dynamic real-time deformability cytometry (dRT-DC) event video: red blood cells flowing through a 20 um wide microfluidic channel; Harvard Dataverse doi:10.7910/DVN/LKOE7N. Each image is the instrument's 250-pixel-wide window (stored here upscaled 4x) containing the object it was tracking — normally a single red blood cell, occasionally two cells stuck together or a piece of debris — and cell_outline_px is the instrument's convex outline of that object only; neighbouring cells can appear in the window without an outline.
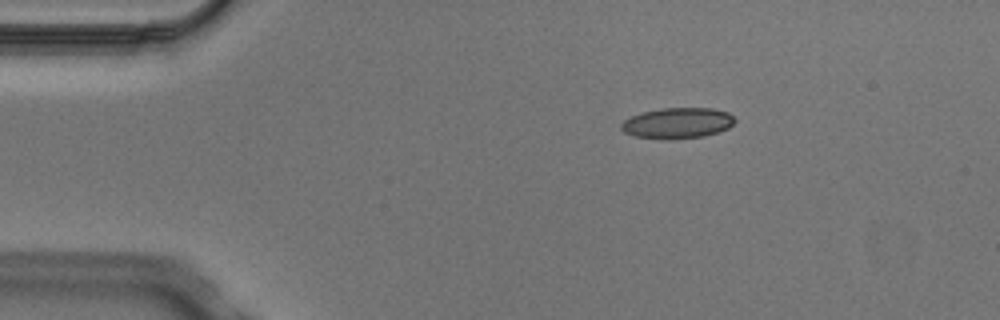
{"species": "Egyptian fruit bat (a non-hibernating species)", "species_latin": "Rousettus aegyptiacus", "temperature_condition": "cold", "stored_images_in_passage": 3, "camera_frame_rate_fps": 3000, "um_per_image_px": 0.085, "animal": {"sex": "male"}, "frame": {"image": 1, "passage_image": 1, "time_ms": 0.0, "image_size_px": [1000, 320], "cell_outline_px": [[736, 120], [728, 128], [704, 136], [668, 140], [664, 140], [632, 136], [624, 132], [620, 128], [620, 124], [624, 120], [632, 116], [644, 112], [660, 108], [712, 108], [728, 112]], "centroid_in_image_um": [57.55, 10.47], "position_along_channel_um": 27.4, "area_um2": 20.46}}
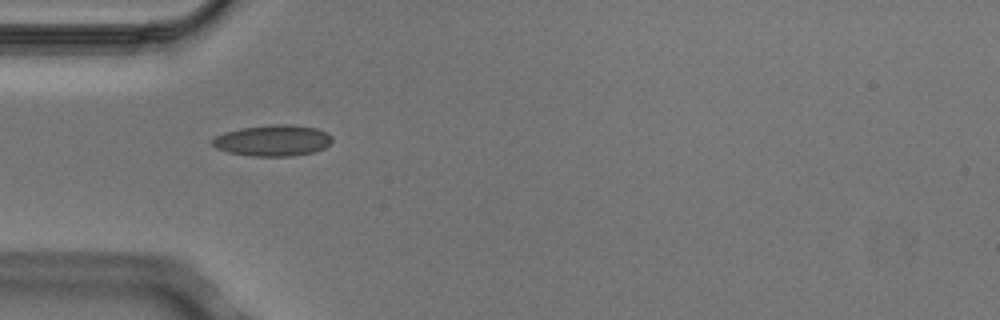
{"frame": {"image": 2, "passage_image": 2, "time_ms": 0.333, "image_size_px": [1000, 320], "cell_outline_px": [[332, 140], [324, 148], [312, 152], [292, 156], [252, 156], [228, 152], [216, 148], [212, 144], [212, 140], [216, 136], [224, 132], [240, 128], [268, 124], [292, 124], [316, 128], [328, 132], [332, 136]], "centroid_in_image_um": [23.19, 11.93], "position_along_channel_um": 61.8, "area_um2": 21.85}}
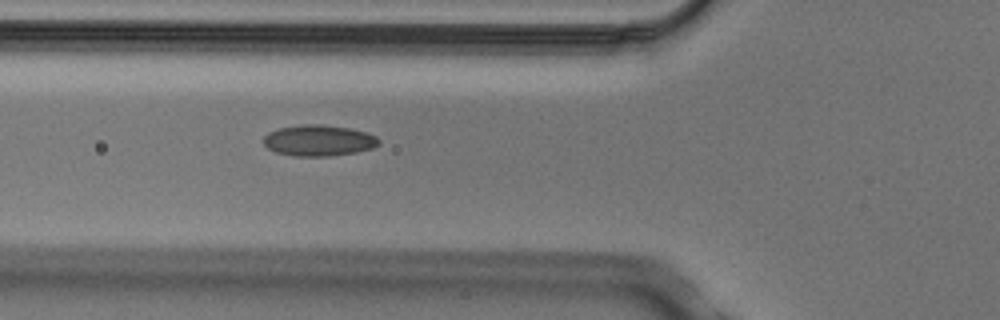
{"frame": {"image": 3, "passage_image": 3, "time_ms": 0.667, "image_size_px": [1000, 320], "cell_outline_px": [[380, 144], [372, 148], [356, 152], [332, 156], [296, 156], [276, 152], [268, 148], [264, 144], [264, 136], [268, 132], [280, 128], [304, 124], [320, 124], [348, 128], [368, 132], [376, 136], [380, 140]], "centroid_in_image_um": [27.12, 11.94], "position_along_channel_um": 98.7, "area_um2": 20.87}}